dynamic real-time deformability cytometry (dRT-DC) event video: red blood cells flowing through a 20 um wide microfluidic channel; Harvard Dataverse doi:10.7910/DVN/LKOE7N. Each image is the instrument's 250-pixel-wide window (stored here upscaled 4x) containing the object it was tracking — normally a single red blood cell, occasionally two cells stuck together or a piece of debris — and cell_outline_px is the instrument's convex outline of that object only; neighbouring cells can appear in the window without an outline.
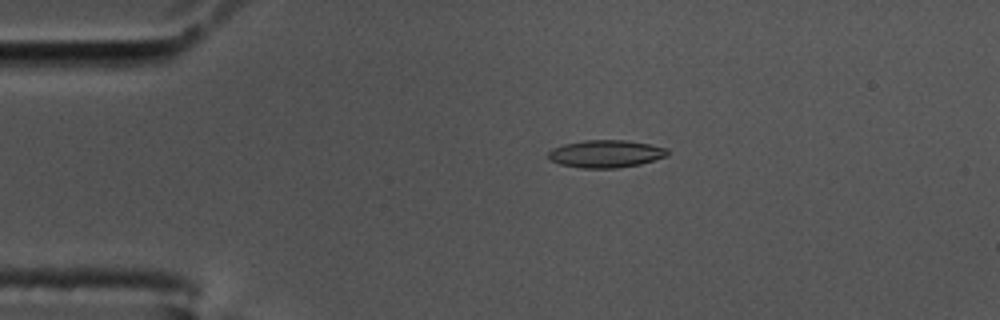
{"species": "common noctule bat (a hibernating species)", "species_latin": "Nyctalus noctula", "temperature_condition": "cold", "stored_images_in_passage": 57, "camera_frame_rate_fps": 3000, "um_per_image_px": 0.085, "animal": {"sex": "male", "body_mass_g": 17.5, "forearm_length_mm": 52.3}, "frame": {"image": 1, "passage_image": 11, "time_ms": 3.333, "image_size_px": [1000, 320], "cell_outline_px": [[668, 156], [640, 164], [616, 168], [580, 168], [560, 164], [552, 160], [548, 156], [548, 152], [552, 148], [564, 144], [584, 140], [624, 140], [648, 144], [668, 148]], "centroid_in_image_um": [51.5, 13.07], "position_along_channel_um": 33.5, "area_um2": 19.07}}
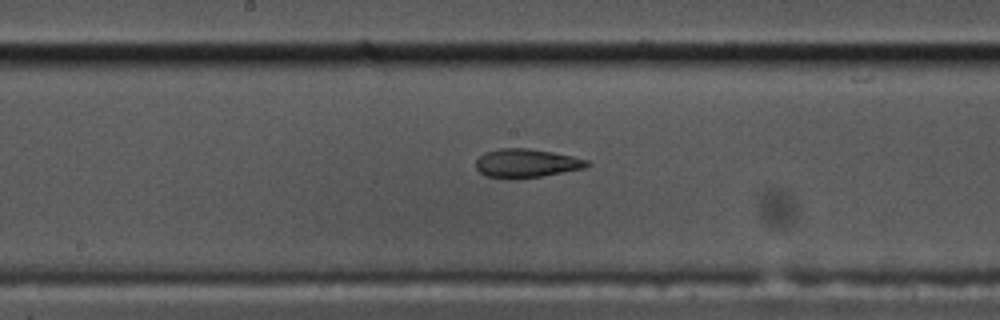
{"frame": {"image": 2, "passage_image": 29, "time_ms": 9.333, "image_size_px": [1000, 320], "cell_outline_px": [[592, 164], [584, 168], [540, 176], [516, 180], [488, 176], [480, 172], [476, 168], [476, 160], [484, 152], [500, 148], [528, 148], [552, 152], [572, 156], [588, 160]], "centroid_in_image_um": [44.73, 13.87], "position_along_channel_um": 203.5, "area_um2": 18.61}}
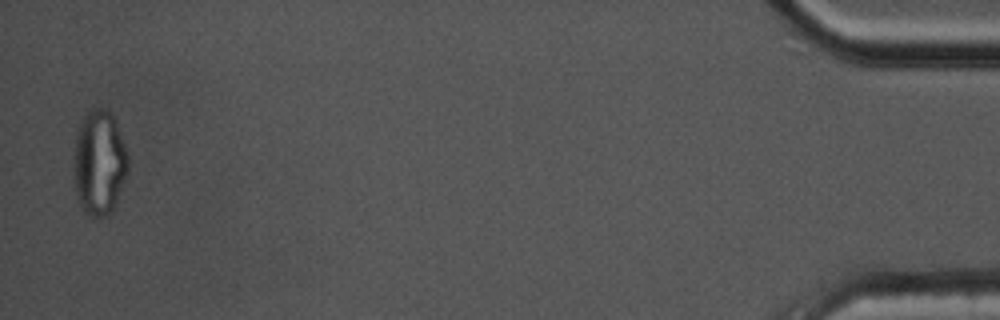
{"frame": {"image": 3, "passage_image": 56, "time_ms": 18.333, "image_size_px": [1000, 320], "cell_outline_px": [[128, 168], [112, 212], [104, 216], [92, 216], [80, 204], [76, 192], [76, 136], [80, 124], [84, 116], [92, 108], [104, 108], [112, 116], [124, 144], [128, 156]], "centroid_in_image_um": [8.46, 13.82], "position_along_channel_um": 426.7, "area_um2": 31.85}, "authors_computed_cell_mechanics": {"area_um2": 18.7272, "velocity_mm_per_s": 3.4887, "shape_relaxation_time_tau1_ms": null, "shape_relaxation_time_tau2_ms": 2.7115, "deformation_change_tau1": null, "deformation_change_tau2": 0.0921}}